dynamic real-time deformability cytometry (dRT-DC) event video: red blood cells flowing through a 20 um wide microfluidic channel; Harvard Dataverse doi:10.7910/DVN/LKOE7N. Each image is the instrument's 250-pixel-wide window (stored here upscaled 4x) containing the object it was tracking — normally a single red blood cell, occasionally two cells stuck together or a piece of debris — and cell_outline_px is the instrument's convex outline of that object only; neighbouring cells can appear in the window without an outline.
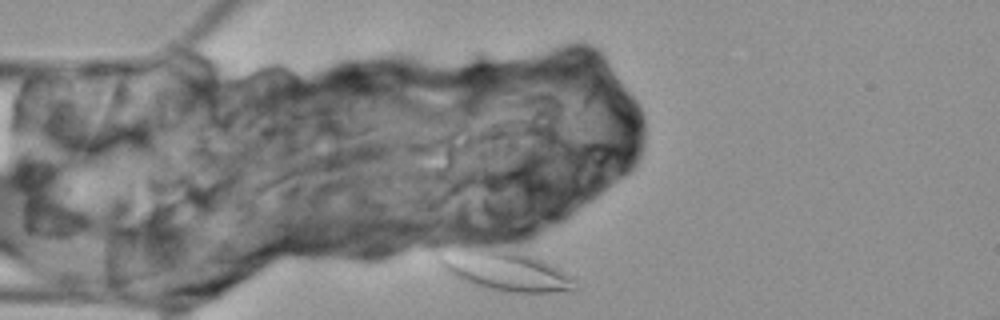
{"species": "Egyptian fruit bat (a non-hibernating species)", "species_latin": "Rousettus aegyptiacus", "temperature_condition": "cold", "stored_images_in_passage": 3, "camera_frame_rate_fps": 3000, "um_per_image_px": 0.085, "animal": {"sex": "female"}, "frame": {"image": 1, "passage_image": 1, "time_ms": 0.0, "image_size_px": [1000, 320], "cell_outline_px": [[576, 292], [500, 292], [480, 288], [468, 284], [452, 276], [436, 260], [436, 256], [496, 248], [508, 248], [532, 256], [552, 264], [572, 280], [576, 288]], "centroid_in_image_um": [43.02, 23.08], "position_along_channel_um": 42.0, "area_um2": 30.87}}